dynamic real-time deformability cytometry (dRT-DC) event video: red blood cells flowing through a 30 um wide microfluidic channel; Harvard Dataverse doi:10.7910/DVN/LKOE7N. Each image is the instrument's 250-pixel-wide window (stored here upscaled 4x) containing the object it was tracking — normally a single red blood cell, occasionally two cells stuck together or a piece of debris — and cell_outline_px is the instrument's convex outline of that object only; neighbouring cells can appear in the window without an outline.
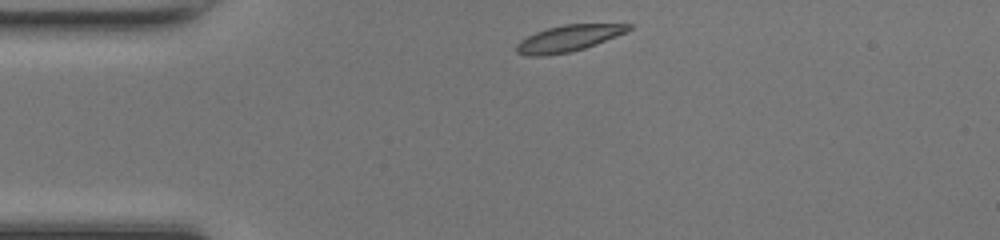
{"species": "common noctule bat (a hibernating species)", "species_latin": "Nyctalus noctula", "temperature_condition": "room temperature", "stored_images_in_passage": 40, "camera_frame_rate_fps": 3000, "um_per_image_px": 0.085, "animal": {"sex": "female", "body_mass_g": 17.0, "forearm_length_mm": 48.0}, "frame": {"image": 1, "passage_image": 1, "time_ms": 0.0, "image_size_px": [1000, 240], "cell_outline_px": [[632, 28], [624, 32], [584, 48], [568, 52], [520, 52], [516, 48], [528, 36], [536, 32], [548, 28], [568, 24], [632, 24]], "centroid_in_image_um": [48.48, 3.17], "position_along_channel_um": 36.5, "area_um2": 15.49}}
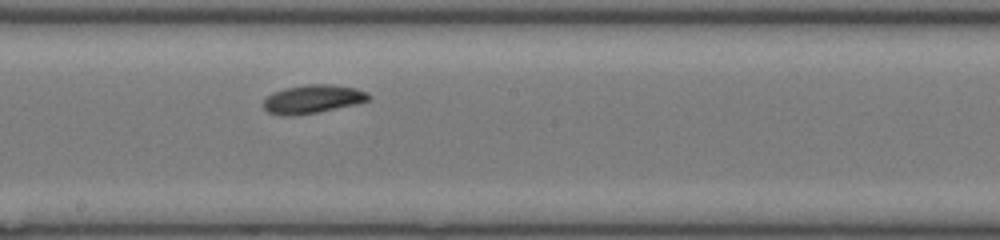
{"frame": {"image": 2, "passage_image": 17, "time_ms": 5.333, "image_size_px": [1000, 240], "cell_outline_px": [[368, 100], [352, 104], [316, 112], [268, 112], [264, 108], [264, 100], [268, 96], [276, 92], [288, 88], [312, 84], [320, 84], [352, 88], [364, 92], [368, 96]], "centroid_in_image_um": [26.58, 8.38], "position_along_channel_um": 221.6, "area_um2": 15.66}}
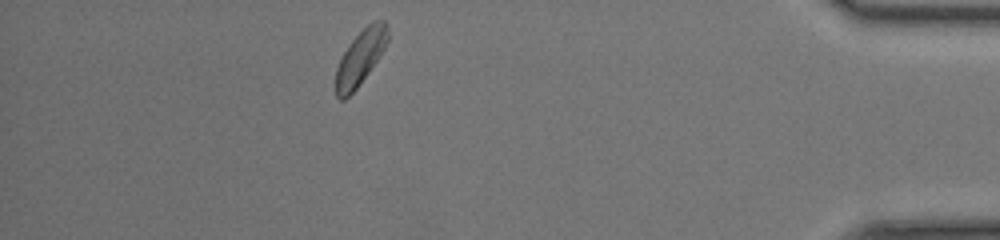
{"frame": {"image": 3, "passage_image": 34, "time_ms": 11.0, "image_size_px": [1000, 240], "cell_outline_px": [[388, 40], [384, 48], [376, 60], [356, 88], [344, 100], [340, 100], [336, 96], [336, 68], [344, 52], [352, 40], [368, 24], [376, 20], [384, 20], [388, 32]], "centroid_in_image_um": [30.61, 4.89], "position_along_channel_um": 404.6, "area_um2": 15.95}, "authors_computed_cell_mechanics": {"area_um2": 16.0106, "velocity_mm_per_s": 4.1585, "shape_relaxation_time_tau1_ms": 4.355, "shape_relaxation_time_tau2_ms": null, "deformation_change_tau1": 0.1589, "deformation_change_tau2": null}}